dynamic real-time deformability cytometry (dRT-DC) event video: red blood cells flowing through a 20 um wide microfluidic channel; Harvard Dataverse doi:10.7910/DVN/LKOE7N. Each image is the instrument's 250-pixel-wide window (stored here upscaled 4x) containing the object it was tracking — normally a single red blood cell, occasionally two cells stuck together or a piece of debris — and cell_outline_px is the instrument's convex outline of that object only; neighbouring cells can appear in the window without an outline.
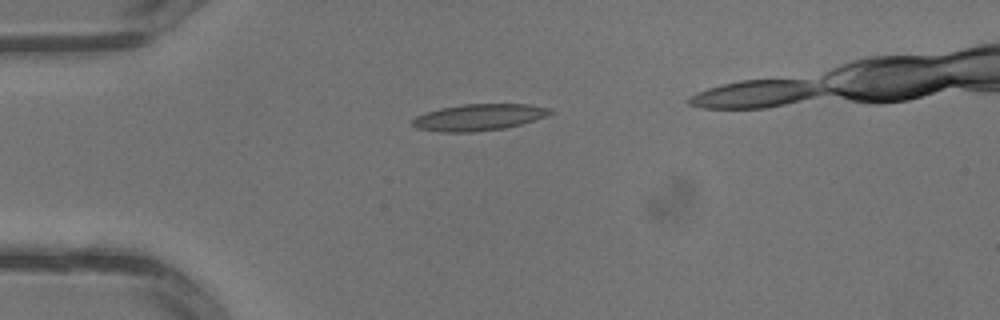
{"species": "common noctule bat (a hibernating species)", "species_latin": "Nyctalus noctula", "temperature_condition": "warm", "stored_images_in_passage": 5, "camera_frame_rate_fps": 3000, "um_per_image_px": 0.085, "animal": {"sex": "male", "body_mass_g": 13.3}, "frame": {"image": 1, "passage_image": 2, "time_ms": 0.333, "image_size_px": [1000, 320], "cell_outline_px": [[552, 112], [536, 120], [504, 128], [472, 132], [440, 132], [416, 128], [412, 124], [412, 120], [416, 116], [440, 108], [464, 104], [528, 104], [552, 108]], "centroid_in_image_um": [40.69, 9.97], "position_along_channel_um": 44.3, "area_um2": 21.15}}